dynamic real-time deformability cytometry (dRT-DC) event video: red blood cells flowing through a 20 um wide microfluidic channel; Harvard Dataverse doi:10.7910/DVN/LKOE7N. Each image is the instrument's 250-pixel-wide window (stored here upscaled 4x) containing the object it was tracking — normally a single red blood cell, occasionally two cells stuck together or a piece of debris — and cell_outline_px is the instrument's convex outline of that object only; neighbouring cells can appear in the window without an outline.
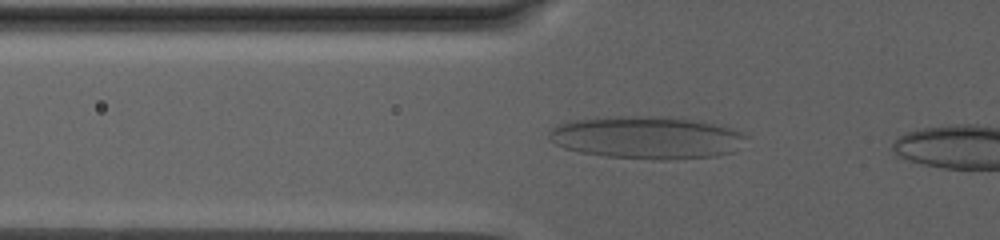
{"species": "human", "species_latin": "Homo sapiens", "temperature_condition": "warm", "stored_images_in_passage": 11, "camera_frame_rate_fps": 3000, "um_per_image_px": 0.085, "donor": {"sex": "male"}, "frame": {"image": 1, "passage_image": 7, "time_ms": 2.0, "image_size_px": [1000, 240], "cell_outline_px": [[748, 136], [736, 152], [716, 156], [668, 160], [660, 160], [604, 156], [580, 152], [564, 148], [548, 140], [548, 132], [556, 124], [568, 120], [616, 116], [664, 116], [700, 120], [732, 128]], "centroid_in_image_um": [54.97, 11.68], "position_along_channel_um": 70.8, "area_um2": 49.65}}